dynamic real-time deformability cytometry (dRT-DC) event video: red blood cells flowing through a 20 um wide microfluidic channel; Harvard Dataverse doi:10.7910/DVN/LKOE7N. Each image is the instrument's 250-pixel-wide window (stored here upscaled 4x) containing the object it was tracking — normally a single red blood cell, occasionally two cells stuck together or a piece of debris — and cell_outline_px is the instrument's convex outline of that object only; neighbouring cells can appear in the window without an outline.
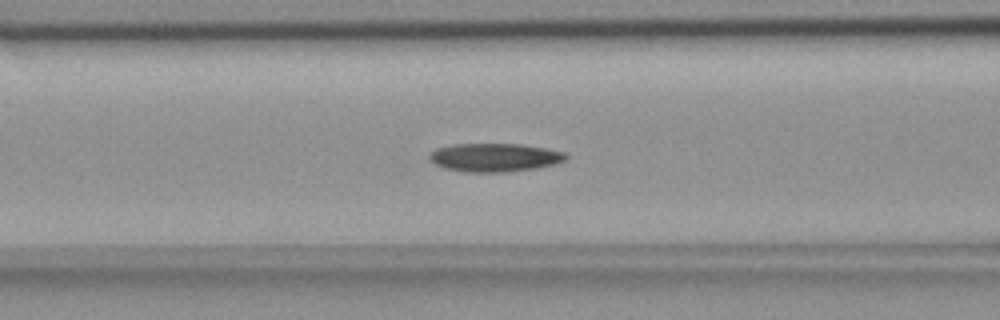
{"species": "common noctule bat (a hibernating species)", "species_latin": "Nyctalus noctula", "temperature_condition": "room temperature", "stored_images_in_passage": 56, "camera_frame_rate_fps": 3000, "um_per_image_px": 0.085, "animal": {"sex": "female", "body_mass_g": 18.4}, "frame": {"image": 1, "passage_image": 22, "time_ms": 7.0, "image_size_px": [1000, 320], "cell_outline_px": [[568, 160], [556, 164], [536, 168], [504, 172], [464, 172], [444, 168], [428, 160], [428, 156], [436, 148], [452, 144], [520, 144], [544, 148], [564, 152], [568, 156]], "centroid_in_image_um": [42.04, 13.39], "position_along_channel_um": 124.6, "area_um2": 22.72}}
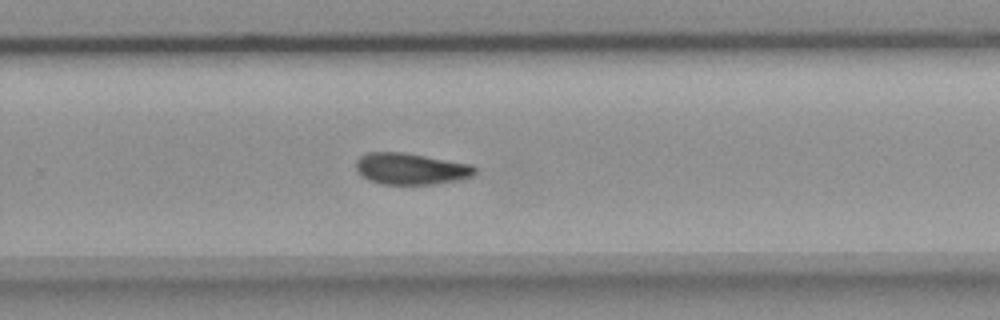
{"frame": {"image": 2, "passage_image": 36, "time_ms": 11.667, "image_size_px": [1000, 320], "cell_outline_px": [[476, 172], [472, 176], [460, 180], [436, 184], [380, 184], [368, 180], [356, 168], [356, 160], [360, 156], [368, 152], [404, 152], [472, 164], [476, 168]], "centroid_in_image_um": [34.95, 14.34], "position_along_channel_um": 294.8, "area_um2": 21.91}}
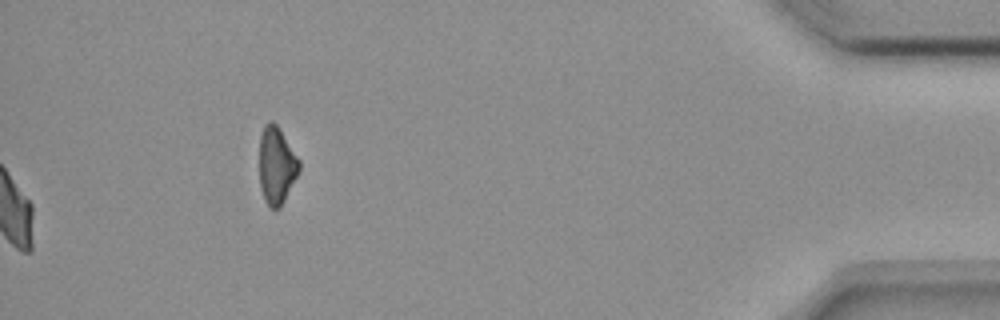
{"frame": {"image": 3, "passage_image": 56, "time_ms": 18.333, "image_size_px": [1000, 320], "cell_outline_px": [[300, 168], [280, 208], [268, 208], [264, 200], [260, 188], [260, 136], [264, 124], [272, 120], [280, 128], [300, 160]], "centroid_in_image_um": [23.49, 14.05], "position_along_channel_um": 411.7, "area_um2": 17.92}}